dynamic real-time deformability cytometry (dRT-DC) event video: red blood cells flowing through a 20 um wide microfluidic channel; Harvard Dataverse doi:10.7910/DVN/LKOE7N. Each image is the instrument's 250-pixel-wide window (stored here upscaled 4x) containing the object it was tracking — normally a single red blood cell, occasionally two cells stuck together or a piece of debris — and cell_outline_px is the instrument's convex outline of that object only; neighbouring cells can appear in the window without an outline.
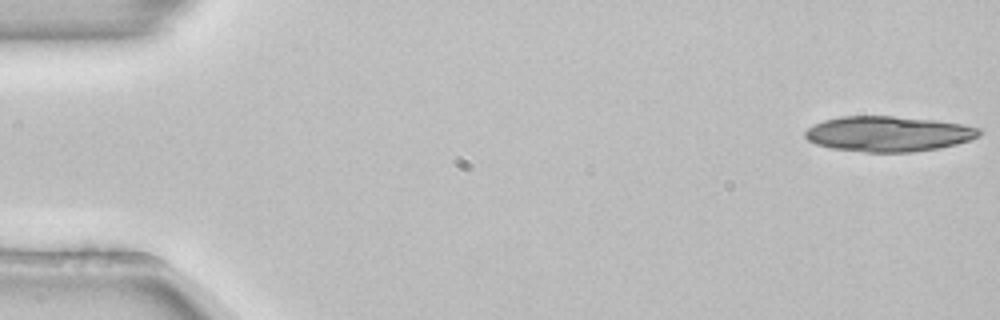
{"species": "common noctule bat (a hibernating species)", "species_latin": "Nyctalus noctula", "temperature_condition": "room temperature", "stored_images_in_passage": 16, "camera_frame_rate_fps": 3000, "um_per_image_px": 0.085, "animal": {"sex": "female", "body_mass_g": 22.7, "forearm_length_mm": 54.2}, "frame": {"image": 1, "passage_image": 1, "time_ms": 0.0, "image_size_px": [1000, 320], "cell_outline_px": [[984, 132], [980, 136], [956, 144], [936, 148], [912, 152], [864, 152], [832, 148], [816, 144], [808, 140], [804, 136], [804, 132], [808, 128], [824, 120], [840, 116], [892, 116], [936, 120], [964, 124], [980, 128]], "centroid_in_image_um": [75.53, 11.37], "position_along_channel_um": 9.5, "area_um2": 35.89}}